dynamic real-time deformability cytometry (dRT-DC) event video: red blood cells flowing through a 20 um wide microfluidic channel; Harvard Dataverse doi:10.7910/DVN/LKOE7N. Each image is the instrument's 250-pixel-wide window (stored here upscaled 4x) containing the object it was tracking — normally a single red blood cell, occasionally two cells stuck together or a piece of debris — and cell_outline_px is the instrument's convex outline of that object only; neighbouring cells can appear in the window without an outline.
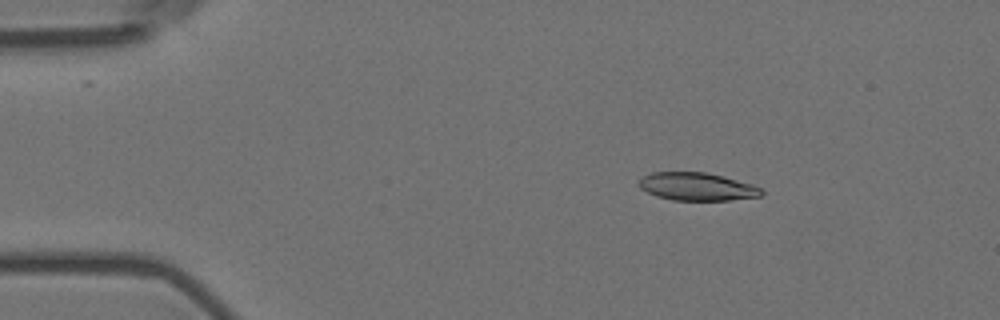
{"species": "Egyptian fruit bat (a non-hibernating species)", "species_latin": "Rousettus aegyptiacus", "temperature_condition": "room temperature", "stored_images_in_passage": 49, "camera_frame_rate_fps": 3000, "um_per_image_px": 0.085, "animal": {"sex": "female"}, "frame": {"image": 1, "passage_image": 1, "time_ms": 0.0, "image_size_px": [1000, 320], "cell_outline_px": [[764, 192], [760, 196], [728, 200], [672, 200], [656, 196], [640, 188], [636, 184], [644, 176], [652, 172], [704, 172], [724, 176], [752, 184], [760, 188]], "centroid_in_image_um": [59.23, 15.86], "position_along_channel_um": 25.8, "area_um2": 19.88}}
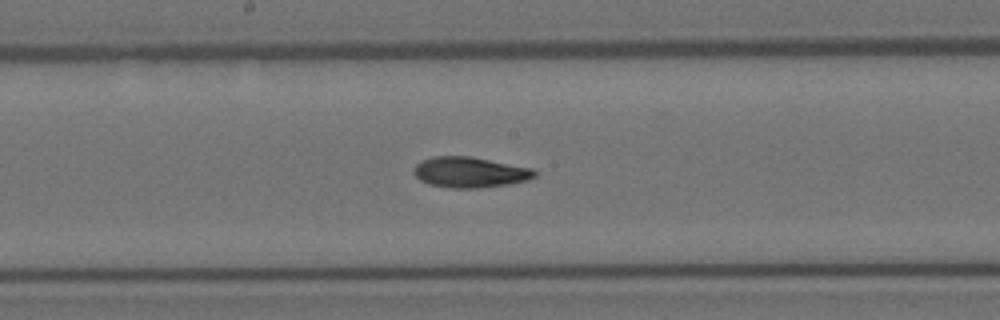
{"frame": {"image": 2, "passage_image": 22, "time_ms": 7.0, "image_size_px": [1000, 320], "cell_outline_px": [[536, 176], [528, 180], [508, 184], [480, 188], [452, 188], [428, 184], [420, 180], [412, 172], [416, 164], [420, 160], [432, 156], [472, 156], [532, 168], [536, 172]], "centroid_in_image_um": [39.92, 14.63], "position_along_channel_um": 208.3, "area_um2": 21.73}}
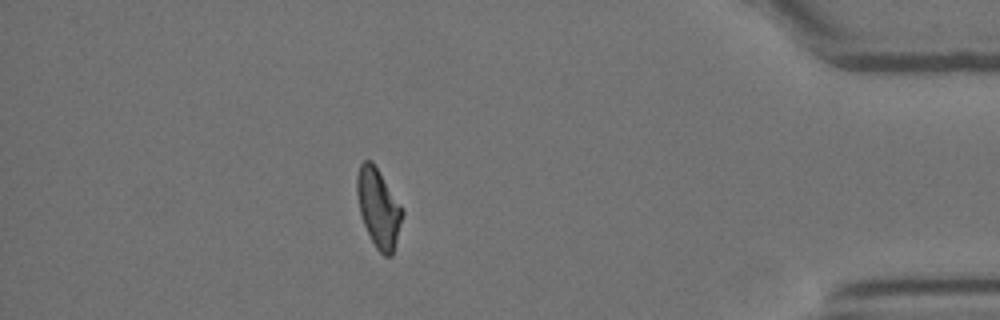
{"frame": {"image": 3, "passage_image": 42, "time_ms": 13.667, "image_size_px": [1000, 320], "cell_outline_px": [[404, 212], [392, 256], [384, 256], [376, 248], [364, 224], [360, 212], [356, 192], [356, 176], [360, 164], [364, 160], [372, 160], [400, 204]], "centroid_in_image_um": [32.16, 17.66], "position_along_channel_um": 403.0, "area_um2": 20.58}, "authors_computed_cell_mechanics": {"area_um2": 20.9814, "velocity_mm_per_s": 3.5705, "shape_relaxation_time_tau1_ms": null, "shape_relaxation_time_tau2_ms": 4.9913, "deformation_change_tau1": null, "deformation_change_tau2": 0.118}}